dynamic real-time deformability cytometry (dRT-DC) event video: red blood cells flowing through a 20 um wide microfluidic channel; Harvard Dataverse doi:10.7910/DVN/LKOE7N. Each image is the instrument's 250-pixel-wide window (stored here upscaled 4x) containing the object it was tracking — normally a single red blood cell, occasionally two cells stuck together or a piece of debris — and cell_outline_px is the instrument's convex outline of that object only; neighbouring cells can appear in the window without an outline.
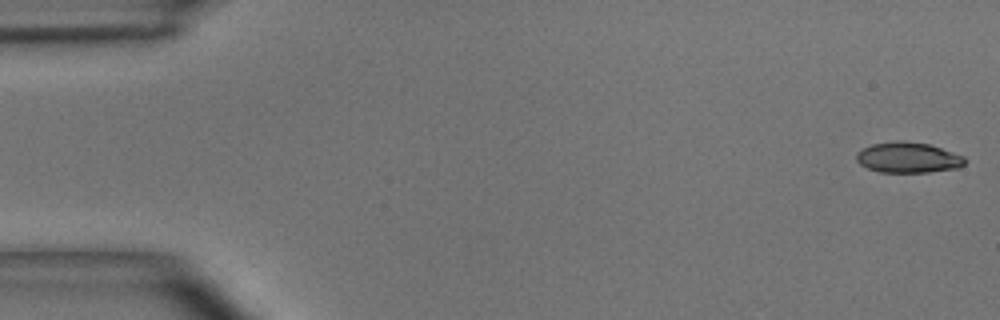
{"species": "common noctule bat (a hibernating species)", "species_latin": "Nyctalus noctula", "temperature_condition": "room temperature", "stored_images_in_passage": 40, "camera_frame_rate_fps": 3000, "um_per_image_px": 0.085, "animal": {"sex": "male", "body_mass_g": 15.6}, "frame": {"image": 1, "passage_image": 1, "time_ms": 0.0, "image_size_px": [1000, 320], "cell_outline_px": [[968, 160], [960, 168], [928, 172], [880, 172], [868, 168], [860, 164], [856, 160], [856, 152], [872, 144], [896, 140], [904, 140], [928, 144], [964, 156]], "centroid_in_image_um": [77.2, 13.39], "position_along_channel_um": 7.8, "area_um2": 19.42}}
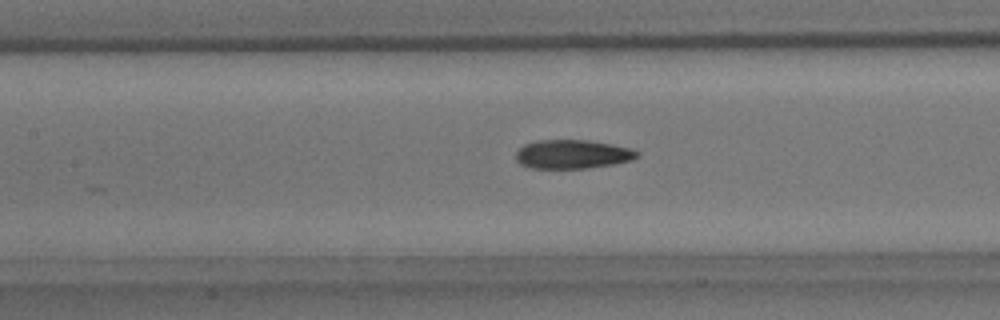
{"frame": {"image": 2, "passage_image": 24, "time_ms": 7.667, "image_size_px": [1000, 320], "cell_outline_px": [[640, 156], [632, 160], [612, 164], [588, 168], [532, 168], [520, 164], [516, 160], [516, 152], [524, 144], [536, 140], [588, 140], [612, 144], [632, 148], [640, 152]], "centroid_in_image_um": [48.68, 13.1], "position_along_channel_um": 158.7, "area_um2": 20.52}}
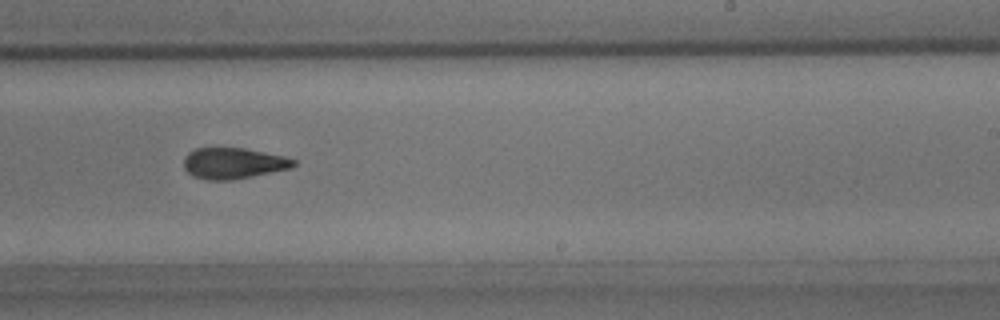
{"frame": {"image": 3, "passage_image": 33, "time_ms": 10.667, "image_size_px": [1000, 320], "cell_outline_px": [[296, 164], [292, 168], [232, 180], [208, 180], [192, 176], [184, 168], [184, 156], [188, 152], [196, 148], [244, 148], [284, 156], [296, 160]], "centroid_in_image_um": [19.82, 13.88], "position_along_channel_um": 269.2, "area_um2": 19.88}}